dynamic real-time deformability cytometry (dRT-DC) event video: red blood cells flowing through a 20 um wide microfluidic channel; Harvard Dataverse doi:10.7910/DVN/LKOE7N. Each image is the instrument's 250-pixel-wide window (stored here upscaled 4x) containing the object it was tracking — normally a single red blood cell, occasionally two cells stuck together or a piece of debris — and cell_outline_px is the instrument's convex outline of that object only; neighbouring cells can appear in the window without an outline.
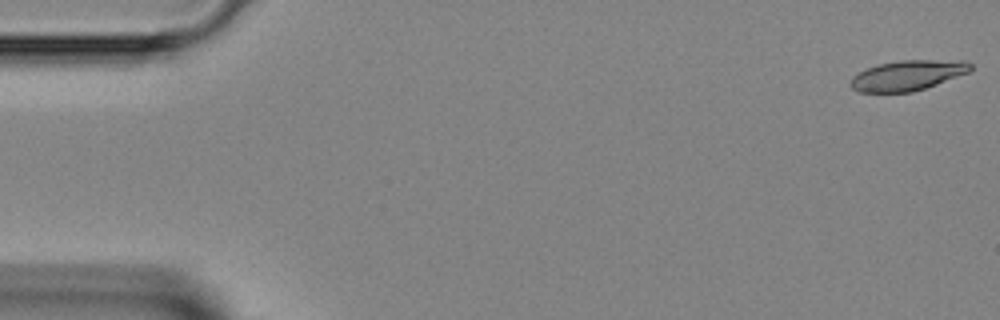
{"species": "Egyptian fruit bat (a non-hibernating species)", "species_latin": "Rousettus aegyptiacus", "temperature_condition": "room temperature", "stored_images_in_passage": 45, "camera_frame_rate_fps": 3000, "um_per_image_px": 0.085, "animal": {"sex": "female"}, "frame": {"image": 1, "passage_image": 1, "time_ms": 0.0, "image_size_px": [1000, 320], "cell_outline_px": [[972, 68], [968, 72], [936, 84], [912, 92], [860, 92], [852, 88], [852, 76], [868, 68], [880, 64], [900, 60], [964, 60], [972, 64]], "centroid_in_image_um": [77.18, 6.4], "position_along_channel_um": 7.8, "area_um2": 20.75}}
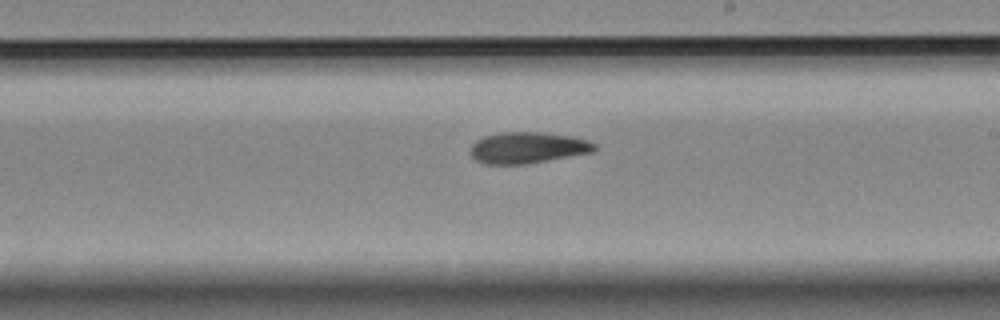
{"frame": {"image": 2, "passage_image": 26, "time_ms": 8.333, "image_size_px": [1000, 320], "cell_outline_px": [[600, 148], [592, 152], [524, 164], [484, 164], [476, 160], [468, 152], [472, 144], [476, 140], [484, 136], [504, 132], [540, 132], [572, 136], [588, 140], [596, 144]], "centroid_in_image_um": [44.84, 12.55], "position_along_channel_um": 244.2, "area_um2": 22.66}}
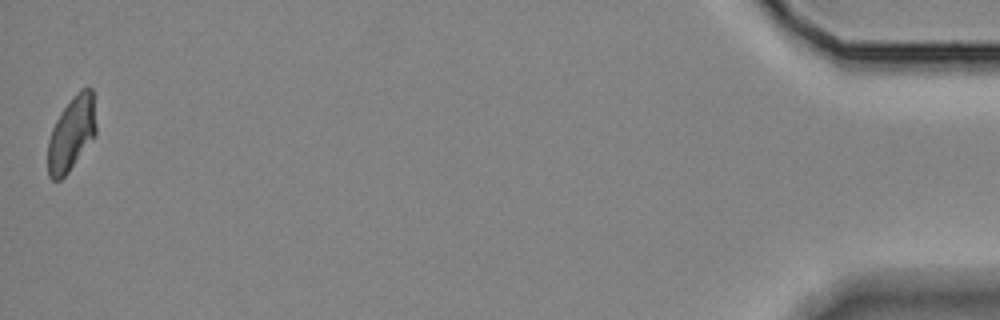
{"frame": {"image": 3, "passage_image": 45, "time_ms": 14.667, "image_size_px": [1000, 320], "cell_outline_px": [[96, 136], [68, 172], [60, 180], [52, 180], [48, 176], [48, 140], [52, 128], [60, 112], [72, 96], [80, 88], [88, 84], [92, 88], [96, 124]], "centroid_in_image_um": [6.09, 11.32], "position_along_channel_um": 429.1, "area_um2": 21.21}}